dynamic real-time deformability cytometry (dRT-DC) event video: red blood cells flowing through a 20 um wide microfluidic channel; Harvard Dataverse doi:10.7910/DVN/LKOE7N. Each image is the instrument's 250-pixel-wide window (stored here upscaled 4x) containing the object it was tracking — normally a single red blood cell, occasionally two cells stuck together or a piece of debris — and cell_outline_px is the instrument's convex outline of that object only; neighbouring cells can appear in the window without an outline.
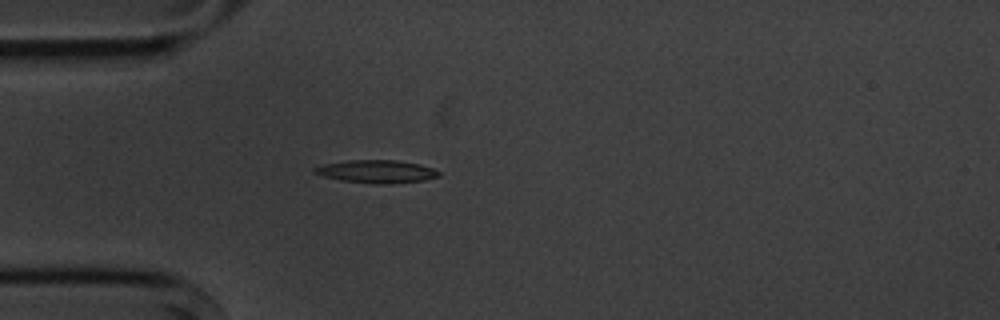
{"species": "common noctule bat (a hibernating species)", "species_latin": "Nyctalus noctula", "temperature_condition": "cold", "stored_images_in_passage": 4, "camera_frame_rate_fps": 3000, "um_per_image_px": 0.085, "animal": {"sex": "male", "body_mass_g": 20.1, "forearm_length_mm": 53.5}, "frame": {"image": 1, "passage_image": 4, "time_ms": 4.333, "image_size_px": [1000, 320], "cell_outline_px": [[440, 176], [424, 180], [392, 184], [380, 184], [340, 180], [324, 176], [312, 172], [312, 168], [324, 164], [348, 160], [396, 160], [420, 164], [432, 168], [440, 172]], "centroid_in_image_um": [32.01, 14.57], "position_along_channel_um": 53.0, "area_um2": 16.59}}